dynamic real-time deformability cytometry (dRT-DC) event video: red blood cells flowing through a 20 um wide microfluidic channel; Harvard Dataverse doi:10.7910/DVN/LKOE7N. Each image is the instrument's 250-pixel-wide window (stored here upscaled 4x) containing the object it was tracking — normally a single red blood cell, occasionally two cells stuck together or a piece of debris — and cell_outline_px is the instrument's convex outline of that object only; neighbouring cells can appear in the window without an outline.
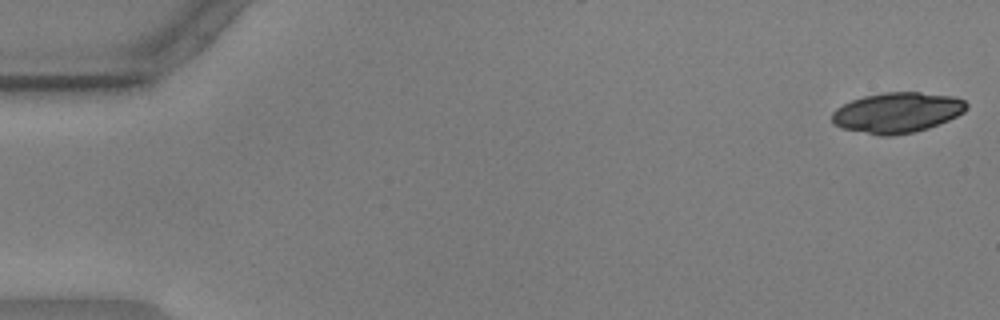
{"species": "common noctule bat (a hibernating species)", "species_latin": "Nyctalus noctula", "temperature_condition": "warm", "stored_images_in_passage": 10, "camera_frame_rate_fps": 3000, "um_per_image_px": 0.085, "animal": {"sex": "male", "body_mass_g": 17.9, "forearm_length_mm": 54.2}, "frame": {"image": 1, "passage_image": 1, "time_ms": 0.0, "image_size_px": [1000, 320], "cell_outline_px": [[968, 108], [964, 112], [948, 120], [928, 128], [916, 132], [892, 136], [880, 136], [844, 128], [832, 124], [832, 112], [836, 108], [852, 100], [864, 96], [884, 92], [920, 92], [956, 96], [964, 100], [968, 104]], "centroid_in_image_um": [76.28, 9.57], "position_along_channel_um": 8.7, "area_um2": 31.79}}